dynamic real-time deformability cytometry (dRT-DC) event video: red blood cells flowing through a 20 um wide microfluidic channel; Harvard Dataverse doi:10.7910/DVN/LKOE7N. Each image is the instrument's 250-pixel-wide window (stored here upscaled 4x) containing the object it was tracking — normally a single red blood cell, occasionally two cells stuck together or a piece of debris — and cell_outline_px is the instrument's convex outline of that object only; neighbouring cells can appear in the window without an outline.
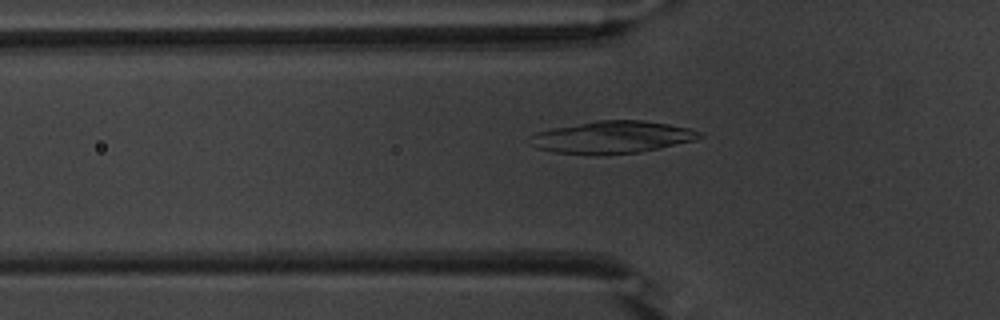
{"species": "common noctule bat (a hibernating species)", "species_latin": "Nyctalus noctula", "temperature_condition": "warm", "stored_images_in_passage": 53, "camera_frame_rate_fps": 3000, "um_per_image_px": 0.085, "animal": {"sex": "male", "body_mass_g": 20.1, "forearm_length_mm": 53.5}, "frame": {"image": 1, "passage_image": 18, "time_ms": 5.667, "image_size_px": [1000, 320], "cell_outline_px": [[704, 136], [696, 140], [660, 148], [640, 152], [592, 156], [552, 152], [536, 148], [532, 144], [528, 136], [536, 132], [552, 128], [596, 120], [644, 120], [668, 124], [688, 128], [700, 132]], "centroid_in_image_um": [52.0, 11.67], "position_along_channel_um": 73.8, "area_um2": 32.31}}
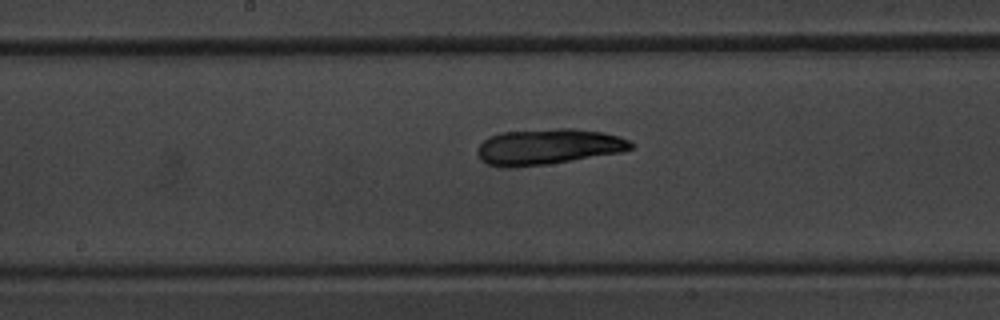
{"frame": {"image": 2, "passage_image": 28, "time_ms": 9.0, "image_size_px": [1000, 320], "cell_outline_px": [[632, 148], [620, 152], [548, 164], [512, 168], [504, 168], [488, 164], [480, 160], [476, 152], [476, 148], [488, 136], [500, 132], [556, 128], [572, 128], [604, 132], [620, 136], [628, 140], [632, 144]], "centroid_in_image_um": [46.53, 12.47], "position_along_channel_um": 201.7, "area_um2": 32.19}}
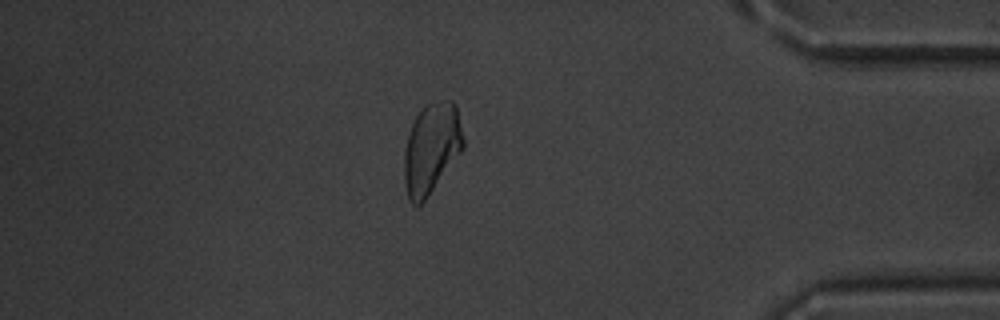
{"frame": {"image": 3, "passage_image": 46, "time_ms": 15.0, "image_size_px": [1000, 320], "cell_outline_px": [[464, 148], [424, 200], [416, 208], [408, 200], [404, 184], [404, 148], [412, 124], [416, 116], [428, 104], [440, 100], [452, 100], [456, 104], [464, 140]], "centroid_in_image_um": [36.66, 12.62], "position_along_channel_um": 398.5, "area_um2": 31.04}}